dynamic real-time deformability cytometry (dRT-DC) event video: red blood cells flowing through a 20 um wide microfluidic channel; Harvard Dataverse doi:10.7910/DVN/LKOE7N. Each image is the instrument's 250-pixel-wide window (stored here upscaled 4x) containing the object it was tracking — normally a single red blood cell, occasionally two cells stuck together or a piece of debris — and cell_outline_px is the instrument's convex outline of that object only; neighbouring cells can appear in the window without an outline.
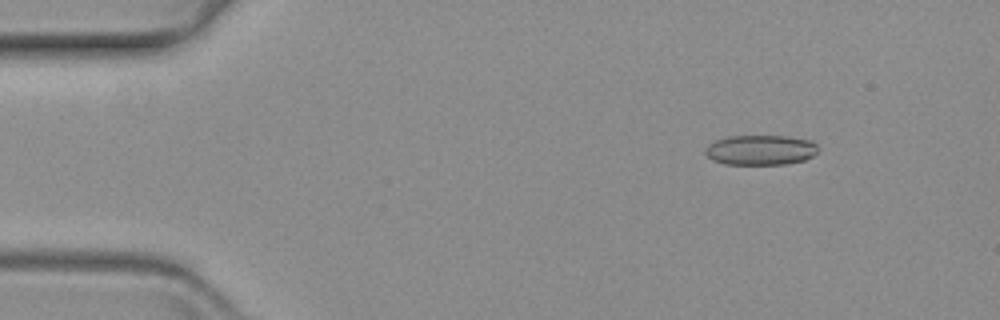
{"species": "common noctule bat (a hibernating species)", "species_latin": "Nyctalus noctula", "temperature_condition": "warm", "stored_images_in_passage": 55, "camera_frame_rate_fps": 3000, "um_per_image_px": 0.085, "animal": {"sex": "female", "body_mass_g": 19.3, "forearm_length_mm": 54.1}, "frame": {"image": 1, "passage_image": 3, "time_ms": 0.667, "image_size_px": [1000, 320], "cell_outline_px": [[820, 148], [812, 156], [804, 160], [784, 164], [724, 164], [712, 160], [704, 152], [704, 148], [708, 144], [716, 140], [728, 136], [788, 136], [812, 140]], "centroid_in_image_um": [64.64, 12.74], "position_along_channel_um": 20.4, "area_um2": 19.88}}
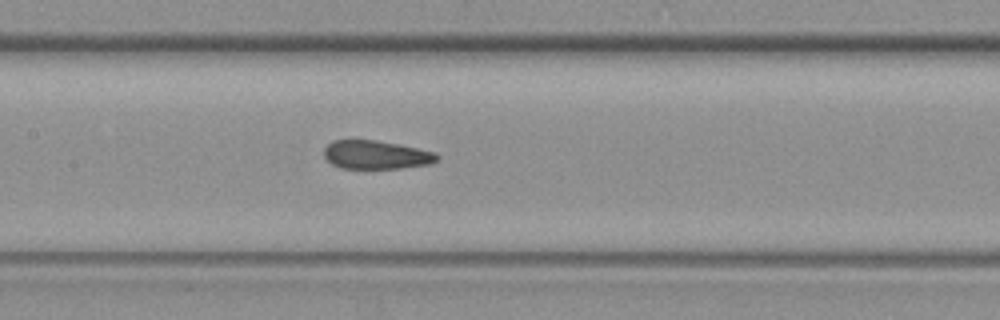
{"frame": {"image": 2, "passage_image": 24, "time_ms": 7.667, "image_size_px": [1000, 320], "cell_outline_px": [[440, 156], [432, 164], [400, 168], [340, 168], [332, 164], [324, 156], [324, 148], [332, 140], [376, 140], [400, 144], [436, 152]], "centroid_in_image_um": [31.99, 13.15], "position_along_channel_um": 175.4, "area_um2": 18.9}}
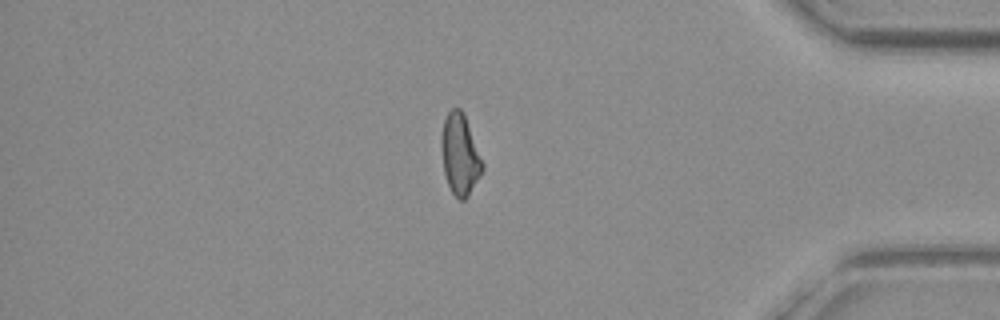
{"frame": {"image": 3, "passage_image": 46, "time_ms": 15.0, "image_size_px": [1000, 320], "cell_outline_px": [[484, 168], [480, 176], [468, 196], [464, 200], [460, 200], [452, 192], [448, 184], [444, 172], [440, 148], [440, 140], [444, 120], [448, 112], [452, 108], [460, 108], [464, 112], [484, 164]], "centroid_in_image_um": [39.09, 13.11], "position_along_channel_um": 396.1, "area_um2": 19.48}}